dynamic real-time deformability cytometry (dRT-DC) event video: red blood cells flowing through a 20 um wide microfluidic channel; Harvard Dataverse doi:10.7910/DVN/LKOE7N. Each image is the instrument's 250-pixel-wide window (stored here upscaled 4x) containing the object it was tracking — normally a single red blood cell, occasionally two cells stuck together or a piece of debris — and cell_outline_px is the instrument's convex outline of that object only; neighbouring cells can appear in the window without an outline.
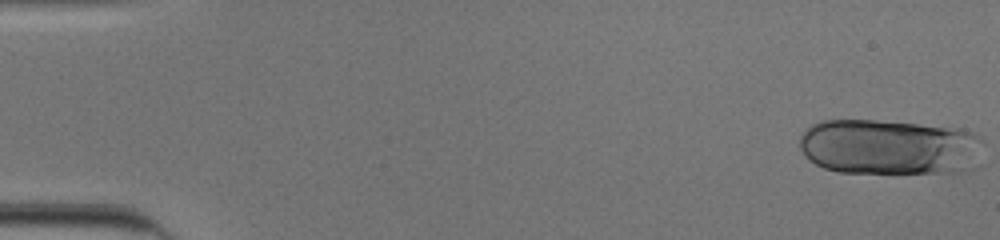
{"species": "human", "species_latin": "Homo sapiens", "temperature_condition": "cold", "stored_images_in_passage": 52, "camera_frame_rate_fps": 3000, "um_per_image_px": 0.085, "donor": {"sex": "male"}, "frame": {"image": 1, "passage_image": 1, "time_ms": 0.0, "image_size_px": [1000, 240], "cell_outline_px": [[984, 144], [980, 168], [960, 172], [840, 172], [824, 168], [808, 160], [804, 156], [800, 148], [800, 136], [812, 124], [824, 120], [876, 120], [964, 128], [980, 136], [984, 140]], "centroid_in_image_um": [75.72, 12.49], "position_along_channel_um": 9.3, "area_um2": 60.75}}
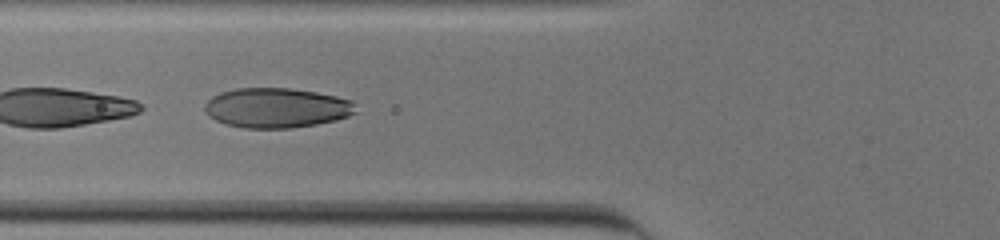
{"frame": {"image": 2, "passage_image": 21, "time_ms": 6.667, "image_size_px": [1000, 240], "cell_outline_px": [[356, 112], [348, 116], [336, 120], [316, 124], [288, 128], [244, 128], [228, 124], [216, 120], [204, 108], [204, 104], [212, 96], [220, 92], [236, 88], [292, 88], [316, 92], [336, 96], [352, 100], [356, 104]], "centroid_in_image_um": [23.54, 9.15], "position_along_channel_um": 102.3, "area_um2": 34.97}}
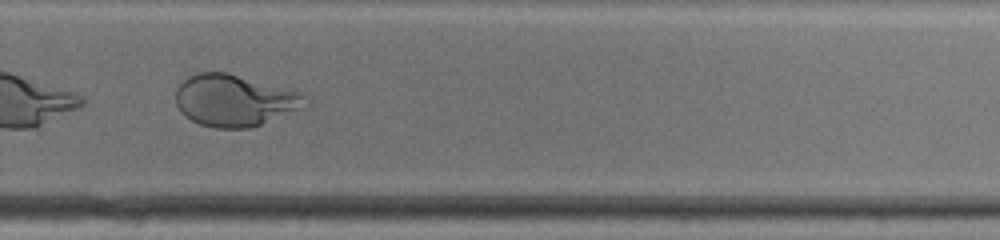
{"frame": {"image": 3, "passage_image": 37, "time_ms": 12.0, "image_size_px": [1000, 240], "cell_outline_px": [[304, 96], [300, 108], [260, 124], [248, 128], [216, 128], [200, 124], [184, 116], [180, 112], [176, 104], [176, 88], [188, 76], [200, 72], [228, 72], [296, 92]], "centroid_in_image_um": [19.79, 8.53], "position_along_channel_um": 310.0, "area_um2": 38.03}}